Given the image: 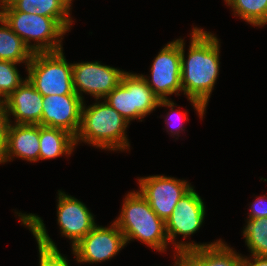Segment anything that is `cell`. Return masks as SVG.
Wrapping results in <instances>:
<instances>
[{
  "label": "cell",
  "mask_w": 267,
  "mask_h": 266,
  "mask_svg": "<svg viewBox=\"0 0 267 266\" xmlns=\"http://www.w3.org/2000/svg\"><path fill=\"white\" fill-rule=\"evenodd\" d=\"M190 41L186 60L185 42L181 39V87L202 119L219 75L220 44L214 34L197 27Z\"/></svg>",
  "instance_id": "1"
},
{
  "label": "cell",
  "mask_w": 267,
  "mask_h": 266,
  "mask_svg": "<svg viewBox=\"0 0 267 266\" xmlns=\"http://www.w3.org/2000/svg\"><path fill=\"white\" fill-rule=\"evenodd\" d=\"M114 223L123 233L126 244L137 239L160 252L168 248L165 221L152 210L139 191H132L126 195L120 216Z\"/></svg>",
  "instance_id": "2"
},
{
  "label": "cell",
  "mask_w": 267,
  "mask_h": 266,
  "mask_svg": "<svg viewBox=\"0 0 267 266\" xmlns=\"http://www.w3.org/2000/svg\"><path fill=\"white\" fill-rule=\"evenodd\" d=\"M129 123L105 100L88 107L83 103L81 126L75 137L78 142L108 150L129 149L126 130Z\"/></svg>",
  "instance_id": "3"
},
{
  "label": "cell",
  "mask_w": 267,
  "mask_h": 266,
  "mask_svg": "<svg viewBox=\"0 0 267 266\" xmlns=\"http://www.w3.org/2000/svg\"><path fill=\"white\" fill-rule=\"evenodd\" d=\"M0 18L34 53L63 50L62 36L69 30L58 19L20 11H0Z\"/></svg>",
  "instance_id": "4"
},
{
  "label": "cell",
  "mask_w": 267,
  "mask_h": 266,
  "mask_svg": "<svg viewBox=\"0 0 267 266\" xmlns=\"http://www.w3.org/2000/svg\"><path fill=\"white\" fill-rule=\"evenodd\" d=\"M26 69L27 79L43 97L76 94L72 63L66 61L63 50L34 53Z\"/></svg>",
  "instance_id": "5"
},
{
  "label": "cell",
  "mask_w": 267,
  "mask_h": 266,
  "mask_svg": "<svg viewBox=\"0 0 267 266\" xmlns=\"http://www.w3.org/2000/svg\"><path fill=\"white\" fill-rule=\"evenodd\" d=\"M104 100L130 123L142 119L155 110L160 100L148 86L142 74L126 72L121 83Z\"/></svg>",
  "instance_id": "6"
},
{
  "label": "cell",
  "mask_w": 267,
  "mask_h": 266,
  "mask_svg": "<svg viewBox=\"0 0 267 266\" xmlns=\"http://www.w3.org/2000/svg\"><path fill=\"white\" fill-rule=\"evenodd\" d=\"M205 205L201 197L192 188L177 203L171 216L166 220V233L169 243L175 244L176 251L193 250L202 247H209L217 244L216 242L192 243V242H175L177 235H182L184 239L194 234L201 227L205 217Z\"/></svg>",
  "instance_id": "7"
},
{
  "label": "cell",
  "mask_w": 267,
  "mask_h": 266,
  "mask_svg": "<svg viewBox=\"0 0 267 266\" xmlns=\"http://www.w3.org/2000/svg\"><path fill=\"white\" fill-rule=\"evenodd\" d=\"M151 80L142 75L159 99L180 95L181 87V39L166 44L151 65Z\"/></svg>",
  "instance_id": "8"
},
{
  "label": "cell",
  "mask_w": 267,
  "mask_h": 266,
  "mask_svg": "<svg viewBox=\"0 0 267 266\" xmlns=\"http://www.w3.org/2000/svg\"><path fill=\"white\" fill-rule=\"evenodd\" d=\"M139 192L146 198L152 210L166 222L178 201L193 187L186 180L163 175L138 179Z\"/></svg>",
  "instance_id": "9"
},
{
  "label": "cell",
  "mask_w": 267,
  "mask_h": 266,
  "mask_svg": "<svg viewBox=\"0 0 267 266\" xmlns=\"http://www.w3.org/2000/svg\"><path fill=\"white\" fill-rule=\"evenodd\" d=\"M73 89L84 101L82 92L93 96L96 101L104 99L122 80L126 71L102 65L99 61L72 64Z\"/></svg>",
  "instance_id": "10"
},
{
  "label": "cell",
  "mask_w": 267,
  "mask_h": 266,
  "mask_svg": "<svg viewBox=\"0 0 267 266\" xmlns=\"http://www.w3.org/2000/svg\"><path fill=\"white\" fill-rule=\"evenodd\" d=\"M126 245V240L113 222L109 227L95 226L72 247L79 263H98L110 260Z\"/></svg>",
  "instance_id": "11"
},
{
  "label": "cell",
  "mask_w": 267,
  "mask_h": 266,
  "mask_svg": "<svg viewBox=\"0 0 267 266\" xmlns=\"http://www.w3.org/2000/svg\"><path fill=\"white\" fill-rule=\"evenodd\" d=\"M83 99L77 94L43 97L40 126L58 128L77 136L81 126Z\"/></svg>",
  "instance_id": "12"
},
{
  "label": "cell",
  "mask_w": 267,
  "mask_h": 266,
  "mask_svg": "<svg viewBox=\"0 0 267 266\" xmlns=\"http://www.w3.org/2000/svg\"><path fill=\"white\" fill-rule=\"evenodd\" d=\"M57 217L60 232L72 240V247L96 226L87 206L61 191H58Z\"/></svg>",
  "instance_id": "13"
},
{
  "label": "cell",
  "mask_w": 267,
  "mask_h": 266,
  "mask_svg": "<svg viewBox=\"0 0 267 266\" xmlns=\"http://www.w3.org/2000/svg\"><path fill=\"white\" fill-rule=\"evenodd\" d=\"M3 105L8 119L12 114L15 124L39 125L41 122L43 96L27 78L3 101Z\"/></svg>",
  "instance_id": "14"
},
{
  "label": "cell",
  "mask_w": 267,
  "mask_h": 266,
  "mask_svg": "<svg viewBox=\"0 0 267 266\" xmlns=\"http://www.w3.org/2000/svg\"><path fill=\"white\" fill-rule=\"evenodd\" d=\"M39 149V125H13L8 119L5 147L0 164L11 161L14 156L29 162L39 161Z\"/></svg>",
  "instance_id": "15"
},
{
  "label": "cell",
  "mask_w": 267,
  "mask_h": 266,
  "mask_svg": "<svg viewBox=\"0 0 267 266\" xmlns=\"http://www.w3.org/2000/svg\"><path fill=\"white\" fill-rule=\"evenodd\" d=\"M19 214V215H18ZM23 225L31 230L38 244L39 266H69L66 257L60 253L49 237L43 220L35 214L18 213Z\"/></svg>",
  "instance_id": "16"
},
{
  "label": "cell",
  "mask_w": 267,
  "mask_h": 266,
  "mask_svg": "<svg viewBox=\"0 0 267 266\" xmlns=\"http://www.w3.org/2000/svg\"><path fill=\"white\" fill-rule=\"evenodd\" d=\"M71 0H14L0 11H20L58 19L68 30L72 25L70 17Z\"/></svg>",
  "instance_id": "17"
},
{
  "label": "cell",
  "mask_w": 267,
  "mask_h": 266,
  "mask_svg": "<svg viewBox=\"0 0 267 266\" xmlns=\"http://www.w3.org/2000/svg\"><path fill=\"white\" fill-rule=\"evenodd\" d=\"M39 160L72 154L75 137L65 130L39 125Z\"/></svg>",
  "instance_id": "18"
},
{
  "label": "cell",
  "mask_w": 267,
  "mask_h": 266,
  "mask_svg": "<svg viewBox=\"0 0 267 266\" xmlns=\"http://www.w3.org/2000/svg\"><path fill=\"white\" fill-rule=\"evenodd\" d=\"M0 60L25 63L26 68L34 52L24 41L0 18Z\"/></svg>",
  "instance_id": "19"
},
{
  "label": "cell",
  "mask_w": 267,
  "mask_h": 266,
  "mask_svg": "<svg viewBox=\"0 0 267 266\" xmlns=\"http://www.w3.org/2000/svg\"><path fill=\"white\" fill-rule=\"evenodd\" d=\"M234 15L254 26L267 25V0H224Z\"/></svg>",
  "instance_id": "20"
},
{
  "label": "cell",
  "mask_w": 267,
  "mask_h": 266,
  "mask_svg": "<svg viewBox=\"0 0 267 266\" xmlns=\"http://www.w3.org/2000/svg\"><path fill=\"white\" fill-rule=\"evenodd\" d=\"M243 236L250 255L267 256V217L247 219Z\"/></svg>",
  "instance_id": "21"
},
{
  "label": "cell",
  "mask_w": 267,
  "mask_h": 266,
  "mask_svg": "<svg viewBox=\"0 0 267 266\" xmlns=\"http://www.w3.org/2000/svg\"><path fill=\"white\" fill-rule=\"evenodd\" d=\"M240 255L220 240L217 244L203 247V266H240Z\"/></svg>",
  "instance_id": "22"
},
{
  "label": "cell",
  "mask_w": 267,
  "mask_h": 266,
  "mask_svg": "<svg viewBox=\"0 0 267 266\" xmlns=\"http://www.w3.org/2000/svg\"><path fill=\"white\" fill-rule=\"evenodd\" d=\"M15 62L0 60V99L4 101L25 80H22Z\"/></svg>",
  "instance_id": "23"
},
{
  "label": "cell",
  "mask_w": 267,
  "mask_h": 266,
  "mask_svg": "<svg viewBox=\"0 0 267 266\" xmlns=\"http://www.w3.org/2000/svg\"><path fill=\"white\" fill-rule=\"evenodd\" d=\"M175 266H203V247L193 250L177 251Z\"/></svg>",
  "instance_id": "24"
},
{
  "label": "cell",
  "mask_w": 267,
  "mask_h": 266,
  "mask_svg": "<svg viewBox=\"0 0 267 266\" xmlns=\"http://www.w3.org/2000/svg\"><path fill=\"white\" fill-rule=\"evenodd\" d=\"M266 199V200H265ZM265 200V201H264ZM267 195L257 197L251 204L249 217L247 219H257L267 217Z\"/></svg>",
  "instance_id": "25"
},
{
  "label": "cell",
  "mask_w": 267,
  "mask_h": 266,
  "mask_svg": "<svg viewBox=\"0 0 267 266\" xmlns=\"http://www.w3.org/2000/svg\"><path fill=\"white\" fill-rule=\"evenodd\" d=\"M163 106H164V107H166V106H167V107H170V112H171V113H173V112H175V113H177V114L179 113V115H178L179 118H180L179 121H180V120H182V121L184 120V121H185V119H186V120L188 119L187 116H186L187 113H180L179 111L174 110V106H176V104H175L173 101H171V100H169V99H162V100H160V103H159V106H158V107H163ZM177 114H175V115H177ZM170 116H171L170 113H167L168 120H167V118H165V119H166V120H165V121H166V125H168V126H169V123H170V122H169V121H170V118H171ZM175 119H176V118H175ZM181 124H182V123H181ZM181 124H179V128H180V129H178V128H177V129H173V128H172L171 130H169L170 133H172V135L174 134V135H177V136L179 137V133H180L179 131H180V130L182 131V130L184 129V128L182 127Z\"/></svg>",
  "instance_id": "26"
},
{
  "label": "cell",
  "mask_w": 267,
  "mask_h": 266,
  "mask_svg": "<svg viewBox=\"0 0 267 266\" xmlns=\"http://www.w3.org/2000/svg\"><path fill=\"white\" fill-rule=\"evenodd\" d=\"M8 125V117L4 105L0 104V162L3 155L6 139V129Z\"/></svg>",
  "instance_id": "27"
},
{
  "label": "cell",
  "mask_w": 267,
  "mask_h": 266,
  "mask_svg": "<svg viewBox=\"0 0 267 266\" xmlns=\"http://www.w3.org/2000/svg\"><path fill=\"white\" fill-rule=\"evenodd\" d=\"M250 256L251 259L241 256L240 266H267V256Z\"/></svg>",
  "instance_id": "28"
},
{
  "label": "cell",
  "mask_w": 267,
  "mask_h": 266,
  "mask_svg": "<svg viewBox=\"0 0 267 266\" xmlns=\"http://www.w3.org/2000/svg\"><path fill=\"white\" fill-rule=\"evenodd\" d=\"M14 0H0V8L3 6L9 5Z\"/></svg>",
  "instance_id": "29"
}]
</instances>
